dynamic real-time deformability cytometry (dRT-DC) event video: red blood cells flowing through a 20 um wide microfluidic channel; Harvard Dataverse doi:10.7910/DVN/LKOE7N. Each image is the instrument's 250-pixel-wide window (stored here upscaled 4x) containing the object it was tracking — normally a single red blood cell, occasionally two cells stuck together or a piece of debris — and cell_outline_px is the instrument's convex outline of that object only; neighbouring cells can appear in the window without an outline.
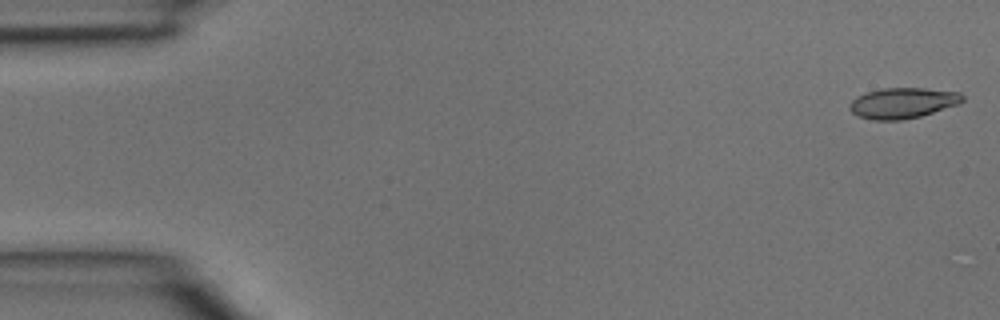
{"species": "common noctule bat (a hibernating species)", "species_latin": "Nyctalus noctula", "temperature_condition": "room temperature", "stored_images_in_passage": 2, "camera_frame_rate_fps": 3000, "um_per_image_px": 0.085, "animal": {"sex": "male", "body_mass_g": 15.6}, "frame": {"image": 1, "passage_image": 1, "time_ms": 0.0, "image_size_px": [1000, 320], "cell_outline_px": [[964, 100], [960, 104], [920, 116], [900, 120], [872, 120], [860, 116], [852, 112], [848, 108], [848, 104], [856, 96], [868, 92], [884, 88], [924, 88], [960, 92], [964, 96]], "centroid_in_image_um": [76.74, 8.75], "position_along_channel_um": 8.3, "area_um2": 20.17}}